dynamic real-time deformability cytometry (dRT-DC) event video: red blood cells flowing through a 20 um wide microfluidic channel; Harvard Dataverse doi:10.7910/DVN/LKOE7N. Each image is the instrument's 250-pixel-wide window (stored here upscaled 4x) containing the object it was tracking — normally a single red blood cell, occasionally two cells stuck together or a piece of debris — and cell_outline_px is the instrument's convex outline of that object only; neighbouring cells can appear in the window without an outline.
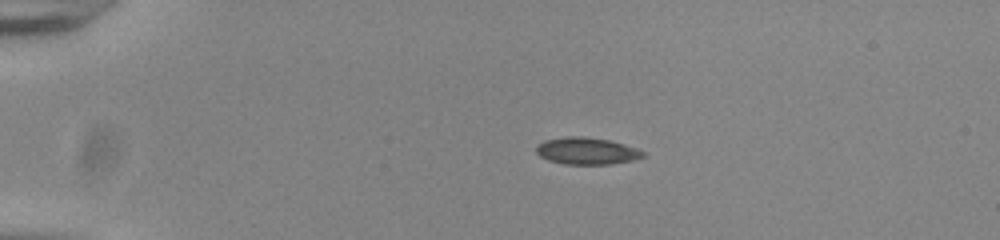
{"species": "common noctule bat (a hibernating species)", "species_latin": "Nyctalus noctula", "temperature_condition": "room temperature", "stored_images_in_passage": 43, "camera_frame_rate_fps": 3000, "um_per_image_px": 0.085, "animal": {"sex": "male", "body_mass_g": 20.0, "forearm_length_mm": 53.3}, "frame": {"image": 1, "passage_image": 1, "time_ms": 0.0, "image_size_px": [1000, 240], "cell_outline_px": [[648, 156], [632, 160], [612, 164], [564, 164], [548, 160], [540, 156], [536, 152], [536, 144], [544, 140], [568, 136], [584, 136], [608, 140], [624, 144], [648, 152]], "centroid_in_image_um": [49.9, 12.83], "position_along_channel_um": 35.1, "area_um2": 16.99}}
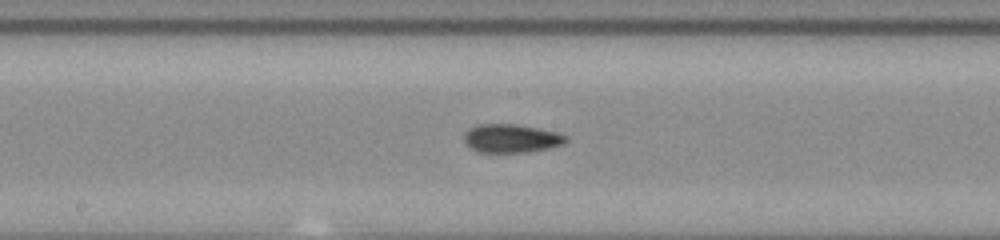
{"frame": {"image": 2, "passage_image": 19, "time_ms": 6.0, "image_size_px": [1000, 240], "cell_outline_px": [[568, 140], [564, 144], [552, 148], [528, 152], [476, 152], [468, 148], [464, 144], [464, 132], [468, 128], [476, 124], [516, 124], [556, 132], [568, 136]], "centroid_in_image_um": [43.42, 11.77], "position_along_channel_um": 204.8, "area_um2": 17.28}}
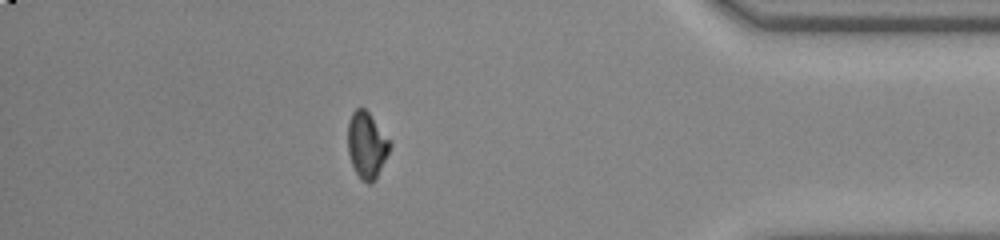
{"frame": {"image": 3, "passage_image": 37, "time_ms": 12.0, "image_size_px": [1000, 240], "cell_outline_px": [[392, 144], [376, 180], [368, 184], [356, 172], [352, 164], [348, 152], [348, 120], [352, 112], [356, 108], [364, 108], [368, 112], [392, 140]], "centroid_in_image_um": [31.2, 12.31], "position_along_channel_um": 404.0, "area_um2": 16.3}, "authors_computed_cell_mechanics": {"area_um2": 16.5308, "velocity_mm_per_s": 3.8751, "shape_relaxation_time_tau1_ms": 8.1072, "shape_relaxation_time_tau2_ms": 2.3749, "deformation_change_tau1": 0.167, "deformation_change_tau2": 0.0694}}